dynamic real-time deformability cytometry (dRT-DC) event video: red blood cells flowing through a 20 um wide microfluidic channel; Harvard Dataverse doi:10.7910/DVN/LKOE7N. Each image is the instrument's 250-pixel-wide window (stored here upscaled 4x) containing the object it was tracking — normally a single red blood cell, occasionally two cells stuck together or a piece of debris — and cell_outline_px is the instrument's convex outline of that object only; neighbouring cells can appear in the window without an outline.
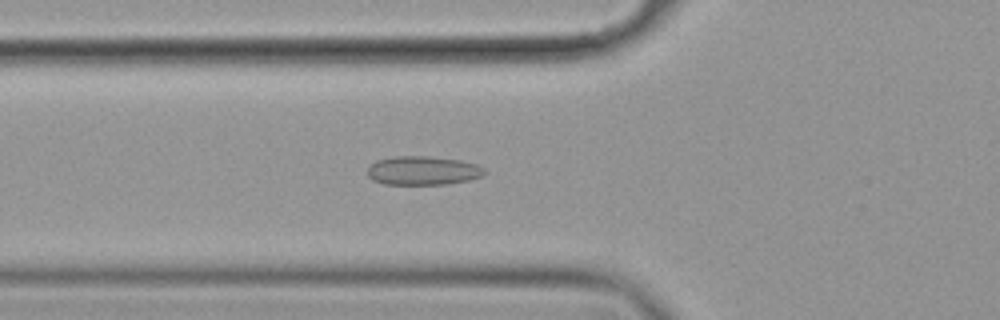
{"species": "common noctule bat (a hibernating species)", "species_latin": "Nyctalus noctula", "temperature_condition": "cold", "stored_images_in_passage": 6, "camera_frame_rate_fps": 3000, "um_per_image_px": 0.085, "animal": {"sex": "female", "body_mass_g": 19.9}, "frame": {"image": 1, "passage_image": 6, "time_ms": 1.667, "image_size_px": [1000, 320], "cell_outline_px": [[488, 172], [484, 176], [468, 180], [448, 184], [384, 184], [372, 180], [368, 176], [368, 168], [376, 160], [392, 156], [428, 156], [460, 160], [476, 164], [484, 168]], "centroid_in_image_um": [35.97, 14.5], "position_along_channel_um": 89.8, "area_um2": 19.83}}